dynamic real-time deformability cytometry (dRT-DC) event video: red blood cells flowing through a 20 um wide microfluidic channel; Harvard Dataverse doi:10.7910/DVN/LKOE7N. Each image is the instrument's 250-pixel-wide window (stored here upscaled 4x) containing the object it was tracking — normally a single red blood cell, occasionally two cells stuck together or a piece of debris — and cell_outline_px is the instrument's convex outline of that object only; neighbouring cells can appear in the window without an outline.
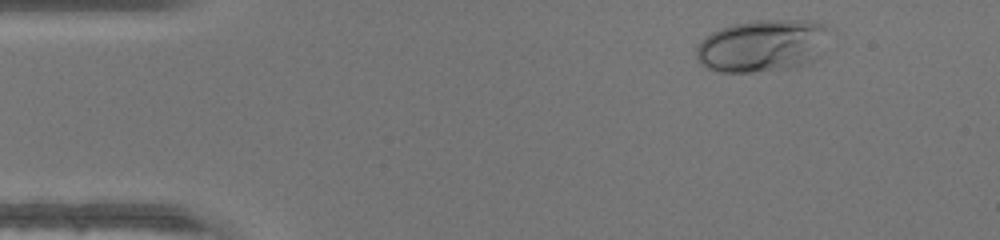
{"species": "human", "species_latin": "Homo sapiens", "temperature_condition": "warm", "stored_images_in_passage": 37, "camera_frame_rate_fps": 3000, "um_per_image_px": 0.085, "donor": {"sex": "male"}, "frame": {"image": 1, "passage_image": 3, "time_ms": 0.667, "image_size_px": [1000, 240], "cell_outline_px": [[828, 28], [820, 56], [808, 64], [796, 68], [752, 72], [720, 72], [708, 68], [700, 64], [696, 60], [696, 48], [704, 36], [720, 28], [732, 24], [752, 20], [812, 20], [824, 24]], "centroid_in_image_um": [64.78, 3.89], "position_along_channel_um": 20.2, "area_um2": 41.04}}
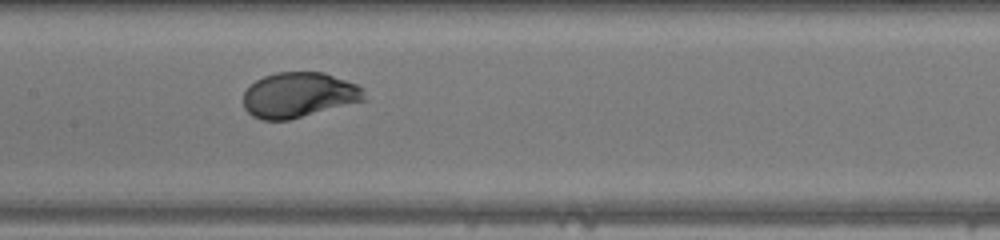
{"frame": {"image": 2, "passage_image": 20, "time_ms": 6.333, "image_size_px": [1000, 240], "cell_outline_px": [[368, 100], [288, 120], [260, 120], [252, 116], [244, 108], [244, 92], [256, 80], [264, 76], [276, 72], [324, 72], [356, 84], [364, 88]], "centroid_in_image_um": [25.44, 8.08], "position_along_channel_um": 182.0, "area_um2": 32.08}}
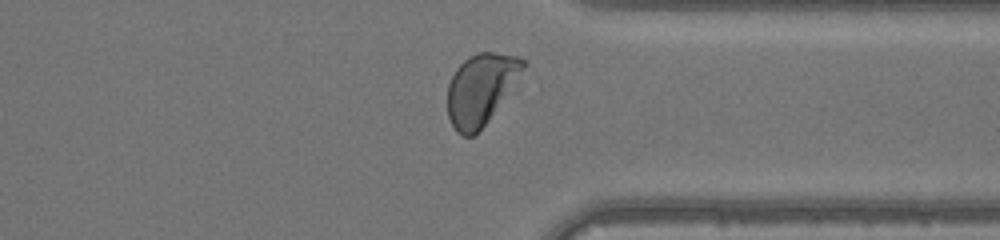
{"frame": {"image": 3, "passage_image": 33, "time_ms": 10.667, "image_size_px": [1000, 240], "cell_outline_px": [[528, 64], [484, 124], [472, 136], [464, 136], [456, 132], [448, 116], [448, 84], [456, 68], [468, 56], [476, 52], [492, 52], [520, 56]], "centroid_in_image_um": [40.85, 7.52], "position_along_channel_um": 370.6, "area_um2": 30.63}}